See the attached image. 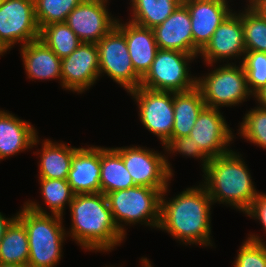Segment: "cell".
<instances>
[{
	"label": "cell",
	"instance_id": "cell-5",
	"mask_svg": "<svg viewBox=\"0 0 266 267\" xmlns=\"http://www.w3.org/2000/svg\"><path fill=\"white\" fill-rule=\"evenodd\" d=\"M164 190L133 186L106 195L114 223L125 237L124 226L128 224L139 223L158 228L161 194Z\"/></svg>",
	"mask_w": 266,
	"mask_h": 267
},
{
	"label": "cell",
	"instance_id": "cell-40",
	"mask_svg": "<svg viewBox=\"0 0 266 267\" xmlns=\"http://www.w3.org/2000/svg\"><path fill=\"white\" fill-rule=\"evenodd\" d=\"M0 267H29L28 265L23 264H4L0 263Z\"/></svg>",
	"mask_w": 266,
	"mask_h": 267
},
{
	"label": "cell",
	"instance_id": "cell-9",
	"mask_svg": "<svg viewBox=\"0 0 266 267\" xmlns=\"http://www.w3.org/2000/svg\"><path fill=\"white\" fill-rule=\"evenodd\" d=\"M39 33L34 0L0 2V49L4 53L16 44L23 46L39 39Z\"/></svg>",
	"mask_w": 266,
	"mask_h": 267
},
{
	"label": "cell",
	"instance_id": "cell-24",
	"mask_svg": "<svg viewBox=\"0 0 266 267\" xmlns=\"http://www.w3.org/2000/svg\"><path fill=\"white\" fill-rule=\"evenodd\" d=\"M100 186L104 195L135 186L122 156L114 148L101 147Z\"/></svg>",
	"mask_w": 266,
	"mask_h": 267
},
{
	"label": "cell",
	"instance_id": "cell-6",
	"mask_svg": "<svg viewBox=\"0 0 266 267\" xmlns=\"http://www.w3.org/2000/svg\"><path fill=\"white\" fill-rule=\"evenodd\" d=\"M196 87L200 90L206 107L210 108L235 106L252 96L243 65L233 62L220 65L210 73L197 77Z\"/></svg>",
	"mask_w": 266,
	"mask_h": 267
},
{
	"label": "cell",
	"instance_id": "cell-20",
	"mask_svg": "<svg viewBox=\"0 0 266 267\" xmlns=\"http://www.w3.org/2000/svg\"><path fill=\"white\" fill-rule=\"evenodd\" d=\"M117 18L116 26L124 33L127 48L135 72L143 78L151 68L159 47L153 29L136 25L130 21L123 24Z\"/></svg>",
	"mask_w": 266,
	"mask_h": 267
},
{
	"label": "cell",
	"instance_id": "cell-3",
	"mask_svg": "<svg viewBox=\"0 0 266 267\" xmlns=\"http://www.w3.org/2000/svg\"><path fill=\"white\" fill-rule=\"evenodd\" d=\"M203 182L212 203L230 205L245 214L258 197L242 155L233 150L210 158L203 170Z\"/></svg>",
	"mask_w": 266,
	"mask_h": 267
},
{
	"label": "cell",
	"instance_id": "cell-36",
	"mask_svg": "<svg viewBox=\"0 0 266 267\" xmlns=\"http://www.w3.org/2000/svg\"><path fill=\"white\" fill-rule=\"evenodd\" d=\"M16 218V216H12V218H6L5 215H3L1 212H0V242H1V239L3 238L4 236V233L7 229V227L11 224V222Z\"/></svg>",
	"mask_w": 266,
	"mask_h": 267
},
{
	"label": "cell",
	"instance_id": "cell-34",
	"mask_svg": "<svg viewBox=\"0 0 266 267\" xmlns=\"http://www.w3.org/2000/svg\"><path fill=\"white\" fill-rule=\"evenodd\" d=\"M162 148L168 154L179 153L185 157L199 158L201 161L202 169L204 170L210 158L200 149L198 144H195L194 138L190 136L171 138Z\"/></svg>",
	"mask_w": 266,
	"mask_h": 267
},
{
	"label": "cell",
	"instance_id": "cell-41",
	"mask_svg": "<svg viewBox=\"0 0 266 267\" xmlns=\"http://www.w3.org/2000/svg\"><path fill=\"white\" fill-rule=\"evenodd\" d=\"M258 0H248L247 6L251 7L253 4H255Z\"/></svg>",
	"mask_w": 266,
	"mask_h": 267
},
{
	"label": "cell",
	"instance_id": "cell-30",
	"mask_svg": "<svg viewBox=\"0 0 266 267\" xmlns=\"http://www.w3.org/2000/svg\"><path fill=\"white\" fill-rule=\"evenodd\" d=\"M83 0H34L35 16L39 28L52 23L65 22L69 13Z\"/></svg>",
	"mask_w": 266,
	"mask_h": 267
},
{
	"label": "cell",
	"instance_id": "cell-37",
	"mask_svg": "<svg viewBox=\"0 0 266 267\" xmlns=\"http://www.w3.org/2000/svg\"><path fill=\"white\" fill-rule=\"evenodd\" d=\"M254 100H257L258 105L266 109V86L259 90L254 96Z\"/></svg>",
	"mask_w": 266,
	"mask_h": 267
},
{
	"label": "cell",
	"instance_id": "cell-16",
	"mask_svg": "<svg viewBox=\"0 0 266 267\" xmlns=\"http://www.w3.org/2000/svg\"><path fill=\"white\" fill-rule=\"evenodd\" d=\"M190 13L193 54L198 55L218 26L233 12L227 0H183Z\"/></svg>",
	"mask_w": 266,
	"mask_h": 267
},
{
	"label": "cell",
	"instance_id": "cell-31",
	"mask_svg": "<svg viewBox=\"0 0 266 267\" xmlns=\"http://www.w3.org/2000/svg\"><path fill=\"white\" fill-rule=\"evenodd\" d=\"M244 116L238 134L266 150V109L257 105Z\"/></svg>",
	"mask_w": 266,
	"mask_h": 267
},
{
	"label": "cell",
	"instance_id": "cell-12",
	"mask_svg": "<svg viewBox=\"0 0 266 267\" xmlns=\"http://www.w3.org/2000/svg\"><path fill=\"white\" fill-rule=\"evenodd\" d=\"M109 0H83L67 16L65 23L82 43H97L114 26L117 19L108 12Z\"/></svg>",
	"mask_w": 266,
	"mask_h": 267
},
{
	"label": "cell",
	"instance_id": "cell-32",
	"mask_svg": "<svg viewBox=\"0 0 266 267\" xmlns=\"http://www.w3.org/2000/svg\"><path fill=\"white\" fill-rule=\"evenodd\" d=\"M252 96L266 86V52L247 51L241 62Z\"/></svg>",
	"mask_w": 266,
	"mask_h": 267
},
{
	"label": "cell",
	"instance_id": "cell-15",
	"mask_svg": "<svg viewBox=\"0 0 266 267\" xmlns=\"http://www.w3.org/2000/svg\"><path fill=\"white\" fill-rule=\"evenodd\" d=\"M245 53L242 20L237 12L234 11L218 26L199 55L211 67L213 63H218V61L221 62L223 60L224 63L225 59L227 63L230 59L232 61V58L235 60L237 58L240 59L242 56L243 59Z\"/></svg>",
	"mask_w": 266,
	"mask_h": 267
},
{
	"label": "cell",
	"instance_id": "cell-14",
	"mask_svg": "<svg viewBox=\"0 0 266 267\" xmlns=\"http://www.w3.org/2000/svg\"><path fill=\"white\" fill-rule=\"evenodd\" d=\"M222 114L217 108L205 107L189 134L209 158L231 151L234 135Z\"/></svg>",
	"mask_w": 266,
	"mask_h": 267
},
{
	"label": "cell",
	"instance_id": "cell-17",
	"mask_svg": "<svg viewBox=\"0 0 266 267\" xmlns=\"http://www.w3.org/2000/svg\"><path fill=\"white\" fill-rule=\"evenodd\" d=\"M101 146L79 147L72 158L67 181L75 194L99 193Z\"/></svg>",
	"mask_w": 266,
	"mask_h": 267
},
{
	"label": "cell",
	"instance_id": "cell-35",
	"mask_svg": "<svg viewBox=\"0 0 266 267\" xmlns=\"http://www.w3.org/2000/svg\"><path fill=\"white\" fill-rule=\"evenodd\" d=\"M247 217L259 220L266 233V194L259 192L250 209L245 213Z\"/></svg>",
	"mask_w": 266,
	"mask_h": 267
},
{
	"label": "cell",
	"instance_id": "cell-21",
	"mask_svg": "<svg viewBox=\"0 0 266 267\" xmlns=\"http://www.w3.org/2000/svg\"><path fill=\"white\" fill-rule=\"evenodd\" d=\"M26 75L31 80L61 79V59L41 40L29 42L20 46Z\"/></svg>",
	"mask_w": 266,
	"mask_h": 267
},
{
	"label": "cell",
	"instance_id": "cell-26",
	"mask_svg": "<svg viewBox=\"0 0 266 267\" xmlns=\"http://www.w3.org/2000/svg\"><path fill=\"white\" fill-rule=\"evenodd\" d=\"M29 245L24 224L16 217L0 242V263L28 265Z\"/></svg>",
	"mask_w": 266,
	"mask_h": 267
},
{
	"label": "cell",
	"instance_id": "cell-11",
	"mask_svg": "<svg viewBox=\"0 0 266 267\" xmlns=\"http://www.w3.org/2000/svg\"><path fill=\"white\" fill-rule=\"evenodd\" d=\"M136 101L142 125L156 135L164 146L174 126V93L155 91L139 86L128 92Z\"/></svg>",
	"mask_w": 266,
	"mask_h": 267
},
{
	"label": "cell",
	"instance_id": "cell-25",
	"mask_svg": "<svg viewBox=\"0 0 266 267\" xmlns=\"http://www.w3.org/2000/svg\"><path fill=\"white\" fill-rule=\"evenodd\" d=\"M183 0H130V22L154 29L167 19Z\"/></svg>",
	"mask_w": 266,
	"mask_h": 267
},
{
	"label": "cell",
	"instance_id": "cell-18",
	"mask_svg": "<svg viewBox=\"0 0 266 267\" xmlns=\"http://www.w3.org/2000/svg\"><path fill=\"white\" fill-rule=\"evenodd\" d=\"M153 32L159 49L193 54L191 18L183 2Z\"/></svg>",
	"mask_w": 266,
	"mask_h": 267
},
{
	"label": "cell",
	"instance_id": "cell-33",
	"mask_svg": "<svg viewBox=\"0 0 266 267\" xmlns=\"http://www.w3.org/2000/svg\"><path fill=\"white\" fill-rule=\"evenodd\" d=\"M233 267H266V244L259 235L249 234L239 248Z\"/></svg>",
	"mask_w": 266,
	"mask_h": 267
},
{
	"label": "cell",
	"instance_id": "cell-19",
	"mask_svg": "<svg viewBox=\"0 0 266 267\" xmlns=\"http://www.w3.org/2000/svg\"><path fill=\"white\" fill-rule=\"evenodd\" d=\"M15 114L0 109V161L39 144L37 129Z\"/></svg>",
	"mask_w": 266,
	"mask_h": 267
},
{
	"label": "cell",
	"instance_id": "cell-8",
	"mask_svg": "<svg viewBox=\"0 0 266 267\" xmlns=\"http://www.w3.org/2000/svg\"><path fill=\"white\" fill-rule=\"evenodd\" d=\"M96 44L100 76L106 74L127 93L137 89L142 78L133 68L124 33L114 26Z\"/></svg>",
	"mask_w": 266,
	"mask_h": 267
},
{
	"label": "cell",
	"instance_id": "cell-29",
	"mask_svg": "<svg viewBox=\"0 0 266 267\" xmlns=\"http://www.w3.org/2000/svg\"><path fill=\"white\" fill-rule=\"evenodd\" d=\"M40 190L45 204L51 214L63 217L66 205L70 207L75 196L71 186L66 179L39 178Z\"/></svg>",
	"mask_w": 266,
	"mask_h": 267
},
{
	"label": "cell",
	"instance_id": "cell-22",
	"mask_svg": "<svg viewBox=\"0 0 266 267\" xmlns=\"http://www.w3.org/2000/svg\"><path fill=\"white\" fill-rule=\"evenodd\" d=\"M77 149L62 142L59 144L50 139H44L40 152H34L40 155L38 178L67 179L71 161Z\"/></svg>",
	"mask_w": 266,
	"mask_h": 267
},
{
	"label": "cell",
	"instance_id": "cell-1",
	"mask_svg": "<svg viewBox=\"0 0 266 267\" xmlns=\"http://www.w3.org/2000/svg\"><path fill=\"white\" fill-rule=\"evenodd\" d=\"M168 187L161 194L158 230L166 231L185 245L213 246L210 211L213 203L205 187L199 183L166 200Z\"/></svg>",
	"mask_w": 266,
	"mask_h": 267
},
{
	"label": "cell",
	"instance_id": "cell-28",
	"mask_svg": "<svg viewBox=\"0 0 266 267\" xmlns=\"http://www.w3.org/2000/svg\"><path fill=\"white\" fill-rule=\"evenodd\" d=\"M246 7L237 13L242 20L245 50L266 52V18Z\"/></svg>",
	"mask_w": 266,
	"mask_h": 267
},
{
	"label": "cell",
	"instance_id": "cell-42",
	"mask_svg": "<svg viewBox=\"0 0 266 267\" xmlns=\"http://www.w3.org/2000/svg\"><path fill=\"white\" fill-rule=\"evenodd\" d=\"M3 54H5V53L0 49V56L1 55L3 56Z\"/></svg>",
	"mask_w": 266,
	"mask_h": 267
},
{
	"label": "cell",
	"instance_id": "cell-13",
	"mask_svg": "<svg viewBox=\"0 0 266 267\" xmlns=\"http://www.w3.org/2000/svg\"><path fill=\"white\" fill-rule=\"evenodd\" d=\"M99 58L96 43H81L69 56L61 59L62 88L84 93L99 80Z\"/></svg>",
	"mask_w": 266,
	"mask_h": 267
},
{
	"label": "cell",
	"instance_id": "cell-38",
	"mask_svg": "<svg viewBox=\"0 0 266 267\" xmlns=\"http://www.w3.org/2000/svg\"><path fill=\"white\" fill-rule=\"evenodd\" d=\"M251 7L266 18V0H258Z\"/></svg>",
	"mask_w": 266,
	"mask_h": 267
},
{
	"label": "cell",
	"instance_id": "cell-27",
	"mask_svg": "<svg viewBox=\"0 0 266 267\" xmlns=\"http://www.w3.org/2000/svg\"><path fill=\"white\" fill-rule=\"evenodd\" d=\"M39 40L60 59L69 56L82 43L65 22L52 23L41 28Z\"/></svg>",
	"mask_w": 266,
	"mask_h": 267
},
{
	"label": "cell",
	"instance_id": "cell-23",
	"mask_svg": "<svg viewBox=\"0 0 266 267\" xmlns=\"http://www.w3.org/2000/svg\"><path fill=\"white\" fill-rule=\"evenodd\" d=\"M174 126L171 138L189 136L195 122L206 107L200 90L195 87L185 92L174 93Z\"/></svg>",
	"mask_w": 266,
	"mask_h": 267
},
{
	"label": "cell",
	"instance_id": "cell-4",
	"mask_svg": "<svg viewBox=\"0 0 266 267\" xmlns=\"http://www.w3.org/2000/svg\"><path fill=\"white\" fill-rule=\"evenodd\" d=\"M35 201L28 200L15 214L24 224L29 245V267H56L67 237L63 217L48 213Z\"/></svg>",
	"mask_w": 266,
	"mask_h": 267
},
{
	"label": "cell",
	"instance_id": "cell-39",
	"mask_svg": "<svg viewBox=\"0 0 266 267\" xmlns=\"http://www.w3.org/2000/svg\"><path fill=\"white\" fill-rule=\"evenodd\" d=\"M142 262H141V266L142 267H153L152 265H151V261H149V259H147L146 257H142L141 259H140Z\"/></svg>",
	"mask_w": 266,
	"mask_h": 267
},
{
	"label": "cell",
	"instance_id": "cell-2",
	"mask_svg": "<svg viewBox=\"0 0 266 267\" xmlns=\"http://www.w3.org/2000/svg\"><path fill=\"white\" fill-rule=\"evenodd\" d=\"M69 209L71 229L67 235L86 251L108 252L125 239L114 223L103 193L75 194Z\"/></svg>",
	"mask_w": 266,
	"mask_h": 267
},
{
	"label": "cell",
	"instance_id": "cell-7",
	"mask_svg": "<svg viewBox=\"0 0 266 267\" xmlns=\"http://www.w3.org/2000/svg\"><path fill=\"white\" fill-rule=\"evenodd\" d=\"M198 55L176 50L157 51L151 68L141 79V87L165 92H185L196 87L197 77L189 73V64Z\"/></svg>",
	"mask_w": 266,
	"mask_h": 267
},
{
	"label": "cell",
	"instance_id": "cell-10",
	"mask_svg": "<svg viewBox=\"0 0 266 267\" xmlns=\"http://www.w3.org/2000/svg\"><path fill=\"white\" fill-rule=\"evenodd\" d=\"M123 159L135 186L166 189L173 177L168 156L142 146L114 148Z\"/></svg>",
	"mask_w": 266,
	"mask_h": 267
}]
</instances>
